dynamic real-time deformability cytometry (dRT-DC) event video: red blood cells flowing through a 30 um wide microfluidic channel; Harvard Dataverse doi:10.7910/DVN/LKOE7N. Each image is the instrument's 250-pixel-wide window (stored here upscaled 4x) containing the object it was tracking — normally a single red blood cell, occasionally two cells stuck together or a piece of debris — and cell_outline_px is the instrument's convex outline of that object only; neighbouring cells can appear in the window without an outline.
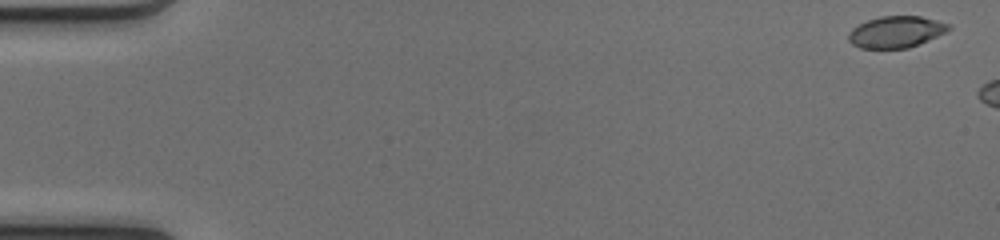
{"species": "common noctule bat (a hibernating species)", "species_latin": "Nyctalus noctula", "temperature_condition": "cold", "stored_images_in_passage": 44, "camera_frame_rate_fps": 3000, "um_per_image_px": 0.085, "animal": {"sex": "female", "body_mass_g": 17.0, "forearm_length_mm": 48.0}, "frame": {"image": 1, "passage_image": 1, "time_ms": 0.0, "image_size_px": [1000, 240], "cell_outline_px": [[952, 28], [928, 40], [908, 48], [860, 48], [852, 44], [848, 40], [848, 32], [852, 28], [868, 20], [880, 16], [920, 16], [952, 24]], "centroid_in_image_um": [76.15, 2.71], "position_along_channel_um": 8.8, "area_um2": 18.32}}
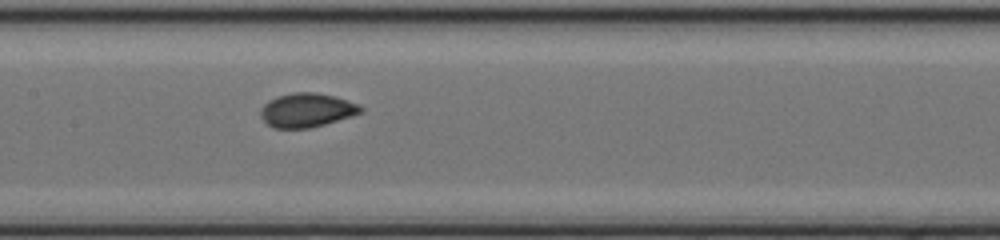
{"frame": {"image": 2, "passage_image": 25, "time_ms": 8.0, "image_size_px": [1000, 240], "cell_outline_px": [[364, 112], [352, 116], [324, 124], [308, 128], [272, 128], [260, 116], [260, 108], [268, 100], [276, 96], [292, 92], [316, 92], [332, 96], [360, 104], [364, 108]], "centroid_in_image_um": [26.07, 9.35], "position_along_channel_um": 181.3, "area_um2": 19.94}}
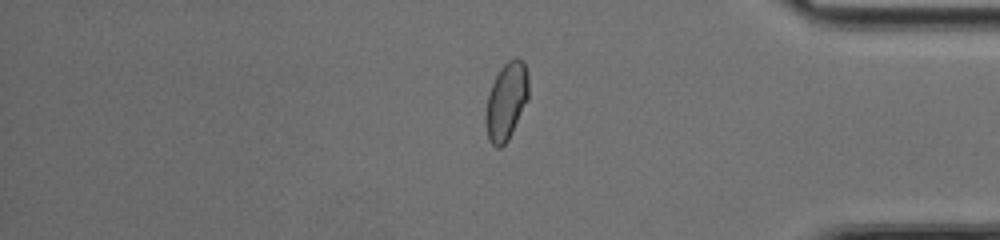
{"frame": {"image": 3, "passage_image": 42, "time_ms": 13.667, "image_size_px": [1000, 240], "cell_outline_px": [[528, 100], [508, 140], [500, 148], [496, 148], [488, 140], [484, 120], [484, 116], [488, 92], [500, 68], [508, 60], [516, 56], [524, 60], [528, 76]], "centroid_in_image_um": [43.02, 8.6], "position_along_channel_um": 392.2, "area_um2": 19.71}}